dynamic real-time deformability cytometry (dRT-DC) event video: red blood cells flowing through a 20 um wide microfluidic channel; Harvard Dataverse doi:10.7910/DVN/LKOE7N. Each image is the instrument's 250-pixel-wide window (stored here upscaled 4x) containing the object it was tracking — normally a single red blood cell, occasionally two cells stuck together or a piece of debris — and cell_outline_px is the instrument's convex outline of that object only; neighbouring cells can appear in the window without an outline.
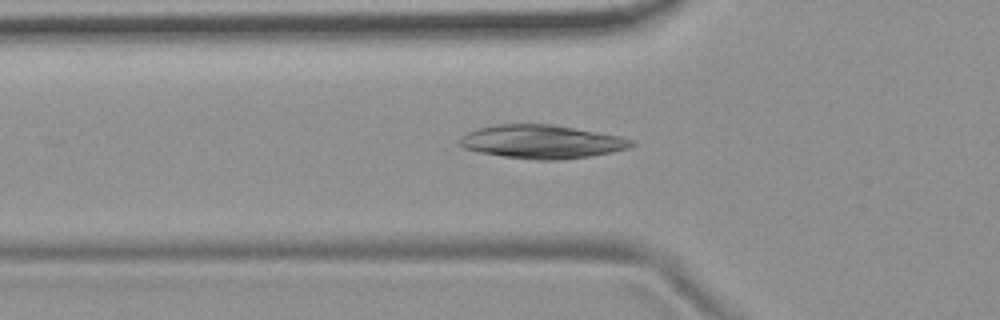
{"species": "common noctule bat (a hibernating species)", "species_latin": "Nyctalus noctula", "temperature_condition": "room temperature", "stored_images_in_passage": 53, "camera_frame_rate_fps": 3000, "um_per_image_px": 0.085, "animal": {"sex": "female", "body_mass_g": 19.9}, "frame": {"image": 1, "passage_image": 17, "time_ms": 5.333, "image_size_px": [1000, 320], "cell_outline_px": [[636, 144], [628, 148], [612, 152], [592, 156], [560, 160], [536, 160], [504, 156], [480, 152], [464, 148], [460, 144], [460, 140], [468, 132], [476, 128], [496, 124], [552, 124], [620, 136], [632, 140]], "centroid_in_image_um": [46.08, 12.05], "position_along_channel_um": 79.7, "area_um2": 33.41}}
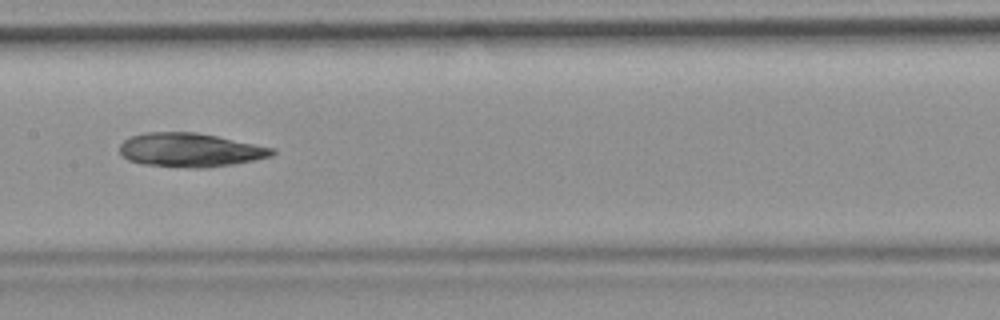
{"frame": {"image": 2, "passage_image": 26, "time_ms": 8.333, "image_size_px": [1000, 320], "cell_outline_px": [[276, 152], [272, 156], [232, 164], [204, 168], [192, 168], [144, 164], [128, 160], [120, 152], [120, 144], [124, 140], [132, 136], [144, 132], [196, 132], [276, 148]], "centroid_in_image_um": [16.17, 12.74], "position_along_channel_um": 191.2, "area_um2": 29.94}}
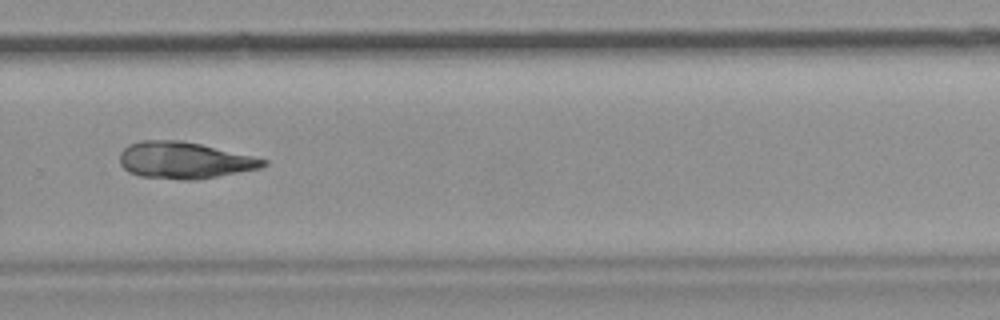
{"frame": {"image": 3, "passage_image": 36, "time_ms": 11.667, "image_size_px": [1000, 320], "cell_outline_px": [[268, 164], [260, 168], [196, 180], [184, 180], [140, 176], [128, 172], [120, 164], [120, 152], [128, 144], [140, 140], [180, 140], [200, 144], [268, 160]], "centroid_in_image_um": [15.62, 13.62], "position_along_channel_um": 314.2, "area_um2": 30.52}}